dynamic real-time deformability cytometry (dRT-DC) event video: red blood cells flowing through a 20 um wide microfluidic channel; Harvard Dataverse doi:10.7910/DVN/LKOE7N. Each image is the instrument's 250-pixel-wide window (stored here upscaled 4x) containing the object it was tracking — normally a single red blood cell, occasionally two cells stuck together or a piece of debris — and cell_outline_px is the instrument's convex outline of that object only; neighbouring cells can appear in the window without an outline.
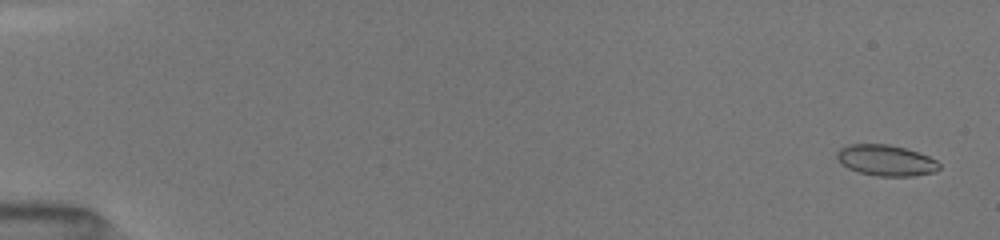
{"species": "common noctule bat (a hibernating species)", "species_latin": "Nyctalus noctula", "temperature_condition": "room temperature", "stored_images_in_passage": 38, "camera_frame_rate_fps": 3000, "um_per_image_px": 0.085, "animal": {"sex": "female", "body_mass_g": 19.5, "forearm_length_mm": 54.1}, "frame": {"image": 1, "passage_image": 2, "time_ms": 0.333, "image_size_px": [1000, 240], "cell_outline_px": [[940, 168], [936, 172], [912, 176], [876, 176], [856, 172], [840, 164], [836, 156], [836, 152], [840, 148], [848, 144], [888, 144], [904, 148], [928, 156], [936, 160], [940, 164]], "centroid_in_image_um": [75.27, 13.64], "position_along_channel_um": 9.7, "area_um2": 18.61}}
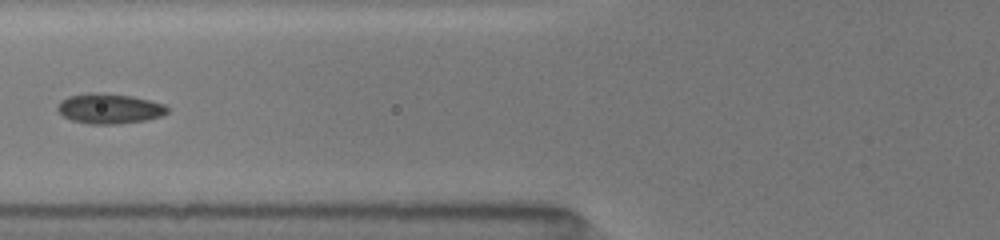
{"frame": {"image": 2, "passage_image": 16, "time_ms": 7.0, "image_size_px": [1000, 240], "cell_outline_px": [[168, 112], [160, 116], [144, 120], [116, 124], [88, 124], [72, 120], [64, 116], [56, 108], [60, 100], [68, 96], [88, 92], [96, 92], [132, 96], [164, 104], [168, 108]], "centroid_in_image_um": [9.26, 9.22], "position_along_channel_um": 116.5, "area_um2": 19.19}}
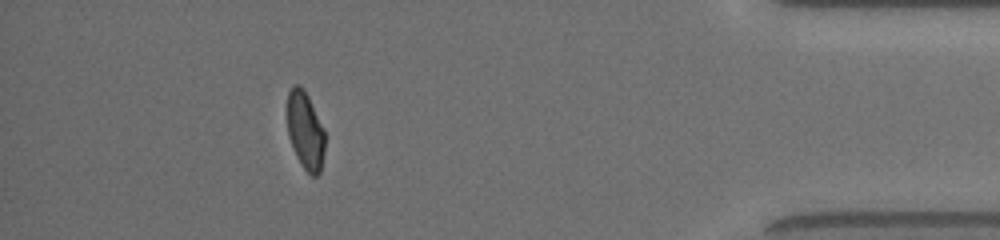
{"frame": {"image": 3, "passage_image": 34, "time_ms": 15.333, "image_size_px": [1000, 240], "cell_outline_px": [[324, 152], [320, 172], [316, 176], [312, 176], [300, 164], [296, 156], [288, 136], [288, 92], [292, 84], [300, 84], [304, 88], [324, 128]], "centroid_in_image_um": [25.95, 11.08], "position_along_channel_um": 409.3, "area_um2": 17.11}, "authors_computed_cell_mechanics": {"area_um2": 18.4093, "velocity_mm_per_s": 4.062, "shape_relaxation_time_tau1_ms": 10.0272, "shape_relaxation_time_tau2_ms": 1.8935, "deformation_change_tau1": 0.2051, "deformation_change_tau2": 0.0495}}